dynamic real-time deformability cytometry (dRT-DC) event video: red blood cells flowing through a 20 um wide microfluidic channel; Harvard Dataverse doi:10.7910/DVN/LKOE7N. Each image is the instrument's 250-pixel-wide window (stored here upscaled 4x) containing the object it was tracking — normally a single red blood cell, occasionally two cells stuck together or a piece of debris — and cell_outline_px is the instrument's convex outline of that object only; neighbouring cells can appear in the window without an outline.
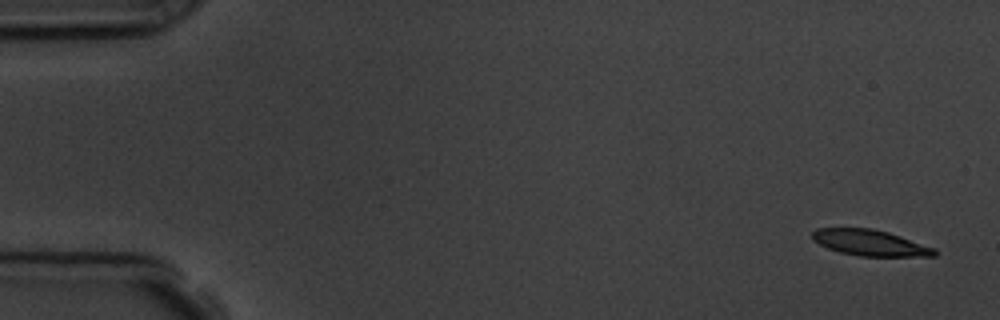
{"species": "common noctule bat (a hibernating species)", "species_latin": "Nyctalus noctula", "temperature_condition": "room temperature", "stored_images_in_passage": 5, "camera_frame_rate_fps": 3000, "um_per_image_px": 0.085, "animal": {"sex": "male", "body_mass_g": 19.5, "forearm_length_mm": 54.6}, "frame": {"image": 1, "passage_image": 1, "time_ms": 0.0, "image_size_px": [1000, 320], "cell_outline_px": [[936, 256], [860, 256], [840, 252], [828, 248], [812, 240], [812, 232], [816, 228], [872, 228], [888, 232], [936, 248]], "centroid_in_image_um": [73.95, 20.63], "position_along_channel_um": 11.0, "area_um2": 18.44}}
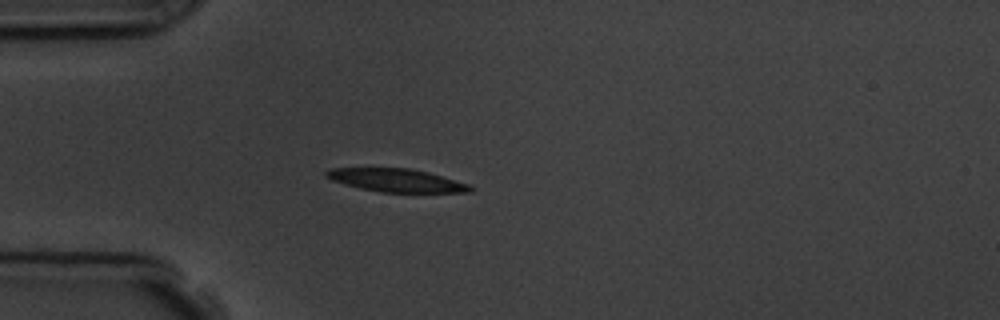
{"frame": {"image": 2, "passage_image": 5, "time_ms": 4.333, "image_size_px": [1000, 320], "cell_outline_px": [[476, 188], [472, 192], [380, 192], [360, 188], [344, 184], [332, 180], [324, 176], [324, 172], [332, 168], [408, 168], [428, 172], [472, 184]], "centroid_in_image_um": [33.75, 15.33], "position_along_channel_um": 51.2, "area_um2": 19.54}}